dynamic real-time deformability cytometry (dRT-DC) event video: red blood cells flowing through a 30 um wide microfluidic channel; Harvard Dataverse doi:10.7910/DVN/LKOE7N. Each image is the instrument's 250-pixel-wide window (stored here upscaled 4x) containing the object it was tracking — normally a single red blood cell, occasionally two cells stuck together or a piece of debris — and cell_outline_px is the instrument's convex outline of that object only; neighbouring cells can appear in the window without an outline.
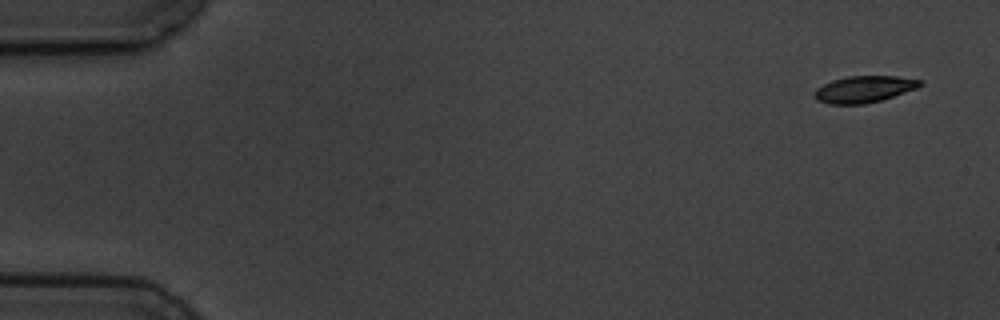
{"species": "common noctule bat (a hibernating species)", "species_latin": "Nyctalus noctula", "temperature_condition": "cold", "stored_images_in_passage": 5, "camera_frame_rate_fps": 3000, "um_per_image_px": 0.085, "animal": {"sex": "male", "body_mass_g": 19.5, "forearm_length_mm": 54.6}, "frame": {"image": 1, "passage_image": 1, "time_ms": 0.0, "image_size_px": [1000, 320], "cell_outline_px": [[924, 84], [916, 88], [880, 100], [864, 104], [828, 104], [816, 100], [812, 96], [812, 92], [816, 88], [832, 80], [848, 76], [896, 76], [924, 80]], "centroid_in_image_um": [73.4, 7.58], "position_along_channel_um": 11.6, "area_um2": 16.47}}
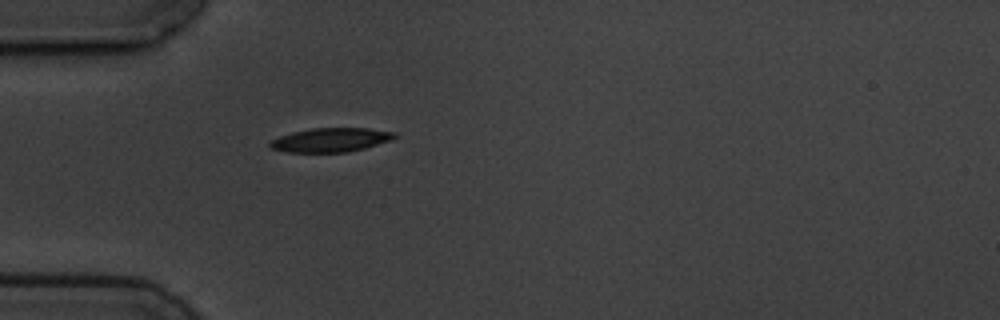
{"frame": {"image": 2, "passage_image": 5, "time_ms": 4.667, "image_size_px": [1000, 320], "cell_outline_px": [[396, 136], [392, 140], [364, 148], [348, 152], [288, 152], [272, 148], [268, 144], [272, 140], [280, 136], [292, 132], [312, 128], [368, 128], [396, 132]], "centroid_in_image_um": [28.14, 11.89], "position_along_channel_um": 56.9, "area_um2": 17.34}}